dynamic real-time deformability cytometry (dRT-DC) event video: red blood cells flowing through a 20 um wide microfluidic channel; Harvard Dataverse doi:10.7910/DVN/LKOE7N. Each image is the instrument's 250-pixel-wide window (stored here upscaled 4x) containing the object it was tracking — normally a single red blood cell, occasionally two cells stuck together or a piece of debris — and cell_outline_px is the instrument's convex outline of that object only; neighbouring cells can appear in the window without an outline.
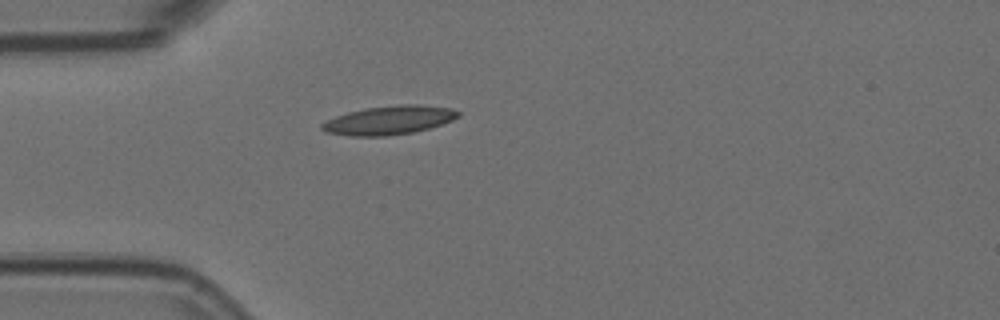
{"species": "Egyptian fruit bat (a non-hibernating species)", "species_latin": "Rousettus aegyptiacus", "temperature_condition": "room temperature", "stored_images_in_passage": 42, "camera_frame_rate_fps": 3000, "um_per_image_px": 0.085, "animal": {"sex": "female"}, "frame": {"image": 1, "passage_image": 1, "time_ms": 0.0, "image_size_px": [1000, 320], "cell_outline_px": [[460, 116], [452, 120], [428, 128], [412, 132], [384, 136], [352, 136], [324, 132], [320, 128], [320, 124], [336, 116], [348, 112], [364, 108], [400, 104], [416, 104], [452, 108], [460, 112]], "centroid_in_image_um": [33.05, 10.21], "position_along_channel_um": 52.0, "area_um2": 22.77}}
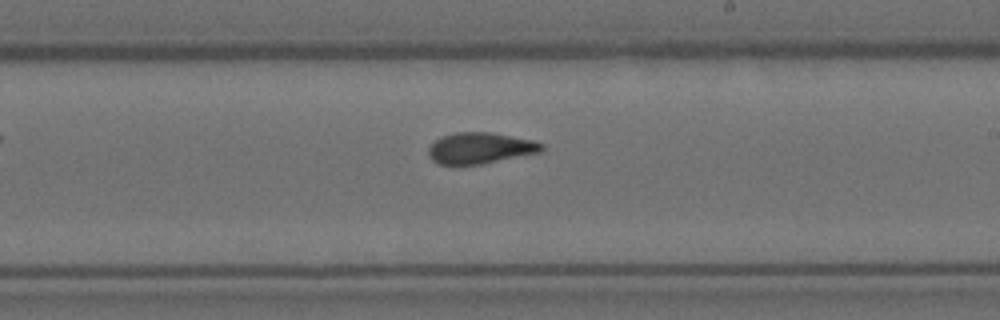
{"frame": {"image": 2, "passage_image": 18, "time_ms": 5.667, "image_size_px": [1000, 320], "cell_outline_px": [[544, 148], [540, 152], [480, 164], [436, 164], [428, 156], [428, 148], [440, 136], [456, 132], [492, 132], [536, 140], [544, 144]], "centroid_in_image_um": [40.82, 12.57], "position_along_channel_um": 248.2, "area_um2": 20.63}}
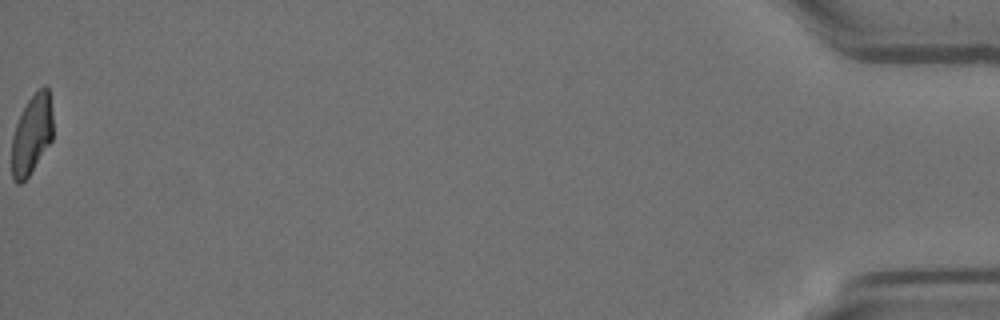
{"frame": {"image": 3, "passage_image": 42, "time_ms": 13.667, "image_size_px": [1000, 320], "cell_outline_px": [[52, 140], [28, 176], [20, 184], [16, 184], [12, 180], [12, 136], [16, 124], [28, 100], [44, 84], [48, 88], [52, 112]], "centroid_in_image_um": [2.69, 11.45], "position_along_channel_um": 432.5, "area_um2": 18.9}, "authors_computed_cell_mechanics": {"area_um2": 20.6635, "velocity_mm_per_s": 3.5966, "shape_relaxation_time_tau1_ms": null, "shape_relaxation_time_tau2_ms": 1.5784, "deformation_change_tau1": null, "deformation_change_tau2": 0.0752}}